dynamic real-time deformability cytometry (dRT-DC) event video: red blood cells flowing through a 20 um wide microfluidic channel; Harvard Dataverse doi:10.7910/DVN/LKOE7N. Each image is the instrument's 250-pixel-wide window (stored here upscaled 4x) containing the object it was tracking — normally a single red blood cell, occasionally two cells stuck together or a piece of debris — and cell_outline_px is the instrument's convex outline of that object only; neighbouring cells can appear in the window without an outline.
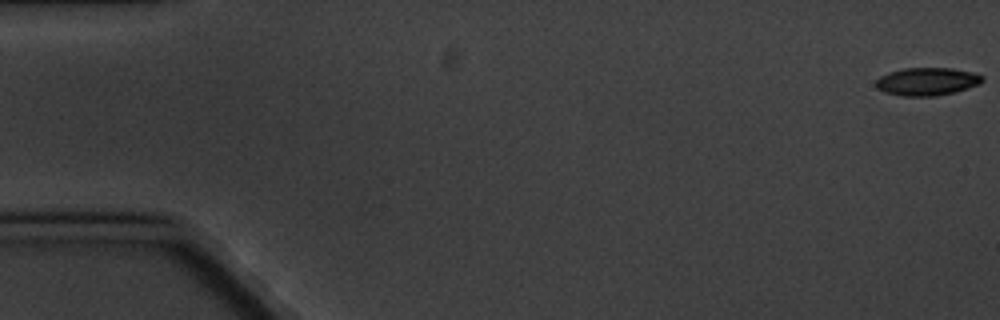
{"species": "common noctule bat (a hibernating species)", "species_latin": "Nyctalus noctula", "temperature_condition": "cold", "stored_images_in_passage": 6, "camera_frame_rate_fps": 3000, "um_per_image_px": 0.085, "animal": {"sex": "male", "body_mass_g": 20.1, "forearm_length_mm": 53.5}, "frame": {"image": 1, "passage_image": 1, "time_ms": 0.0, "image_size_px": [1000, 320], "cell_outline_px": [[984, 80], [976, 84], [952, 92], [936, 96], [900, 96], [884, 92], [876, 88], [876, 80], [880, 76], [888, 72], [904, 68], [952, 68], [972, 72], [984, 76]], "centroid_in_image_um": [78.74, 6.92], "position_along_channel_um": 6.3, "area_um2": 17.17}}